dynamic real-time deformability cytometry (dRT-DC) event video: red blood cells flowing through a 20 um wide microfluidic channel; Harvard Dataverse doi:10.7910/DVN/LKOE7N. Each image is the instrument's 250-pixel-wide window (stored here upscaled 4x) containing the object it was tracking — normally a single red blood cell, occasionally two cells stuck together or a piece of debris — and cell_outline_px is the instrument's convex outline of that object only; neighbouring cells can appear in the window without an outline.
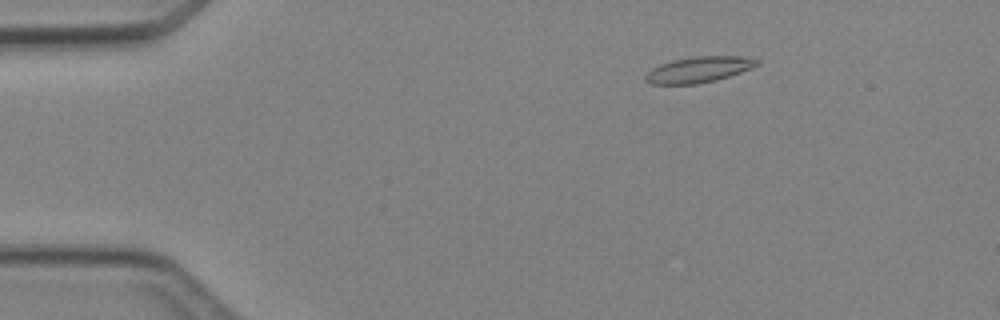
{"species": "Egyptian fruit bat (a non-hibernating species)", "species_latin": "Rousettus aegyptiacus", "temperature_condition": "cold", "stored_images_in_passage": 4, "camera_frame_rate_fps": 3000, "um_per_image_px": 0.085, "animal": {"sex": "female"}, "frame": {"image": 1, "passage_image": 2, "time_ms": 1.333, "image_size_px": [1000, 320], "cell_outline_px": [[760, 64], [752, 68], [716, 80], [696, 84], [652, 84], [644, 80], [644, 76], [652, 68], [660, 64], [672, 60], [696, 56], [740, 56], [760, 60]], "centroid_in_image_um": [59.39, 5.91], "position_along_channel_um": 25.6, "area_um2": 16.76}}